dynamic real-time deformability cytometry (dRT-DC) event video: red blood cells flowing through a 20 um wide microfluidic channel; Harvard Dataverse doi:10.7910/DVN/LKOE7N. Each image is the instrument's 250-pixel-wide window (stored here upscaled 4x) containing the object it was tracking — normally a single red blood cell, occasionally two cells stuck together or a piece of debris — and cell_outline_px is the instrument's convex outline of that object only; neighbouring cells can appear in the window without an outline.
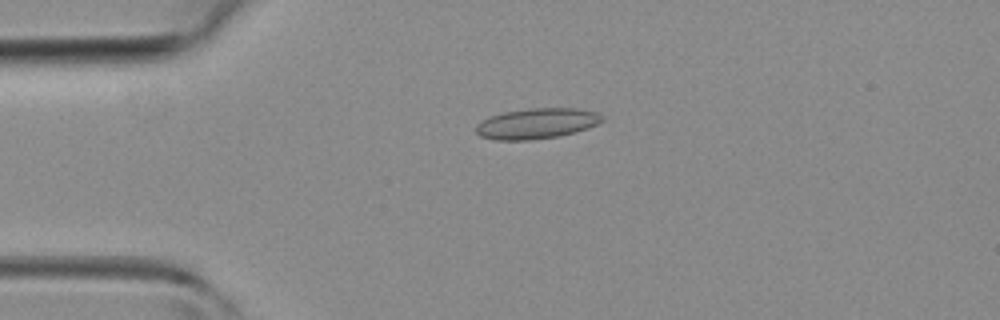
{"species": "common noctule bat (a hibernating species)", "species_latin": "Nyctalus noctula", "temperature_condition": "room temperature", "stored_images_in_passage": 42, "camera_frame_rate_fps": 3000, "um_per_image_px": 0.085, "animal": {"sex": "female", "body_mass_g": 19.3, "forearm_length_mm": 54.1}, "frame": {"image": 1, "passage_image": 10, "time_ms": 3.0, "image_size_px": [1000, 320], "cell_outline_px": [[604, 120], [588, 128], [576, 132], [556, 136], [528, 140], [496, 140], [480, 136], [476, 132], [476, 124], [488, 116], [504, 112], [528, 108], [576, 108], [596, 112], [604, 116]], "centroid_in_image_um": [45.61, 10.49], "position_along_channel_um": 39.4, "area_um2": 22.48}}
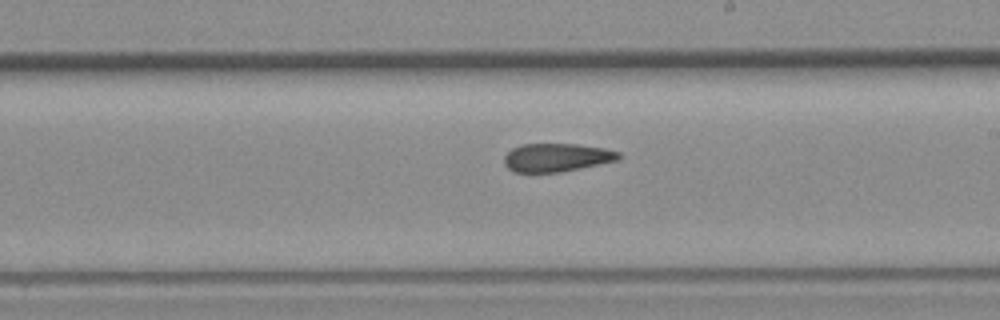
{"frame": {"image": 2, "passage_image": 24, "time_ms": 7.667, "image_size_px": [1000, 320], "cell_outline_px": [[620, 160], [560, 172], [512, 172], [504, 164], [504, 156], [512, 148], [524, 144], [576, 144], [604, 148], [620, 152]], "centroid_in_image_um": [47.31, 13.39], "position_along_channel_um": 241.7, "area_um2": 18.9}}
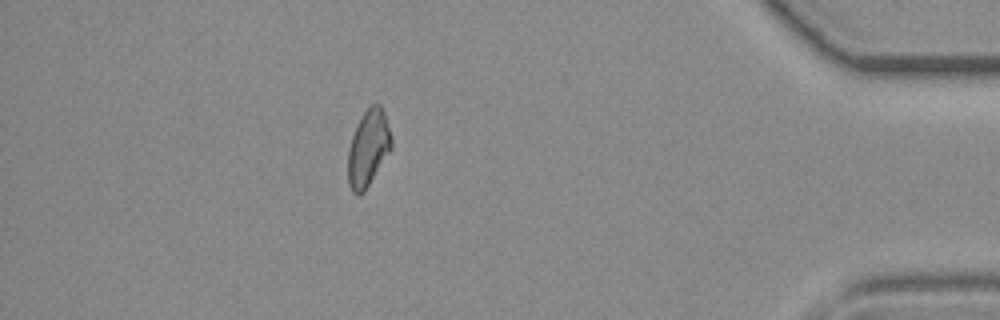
{"frame": {"image": 3, "passage_image": 37, "time_ms": 12.0, "image_size_px": [1000, 320], "cell_outline_px": [[392, 148], [364, 192], [356, 196], [352, 192], [348, 184], [348, 148], [352, 136], [364, 112], [372, 104], [380, 104], [384, 112], [392, 136]], "centroid_in_image_um": [31.3, 12.62], "position_along_channel_um": 403.9, "area_um2": 19.25}}